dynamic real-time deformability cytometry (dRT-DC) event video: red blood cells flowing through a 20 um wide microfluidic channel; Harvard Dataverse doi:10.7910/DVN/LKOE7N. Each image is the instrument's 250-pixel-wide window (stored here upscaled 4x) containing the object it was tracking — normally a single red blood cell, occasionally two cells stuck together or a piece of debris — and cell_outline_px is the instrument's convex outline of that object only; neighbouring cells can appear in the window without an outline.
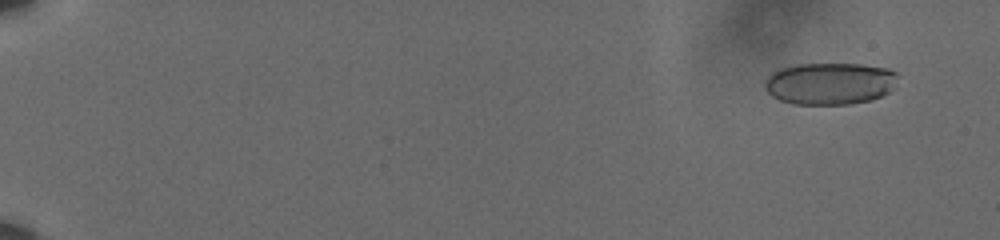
{"species": "human", "species_latin": "Homo sapiens", "temperature_condition": "cold", "stored_images_in_passage": 59, "camera_frame_rate_fps": 3000, "um_per_image_px": 0.085, "donor": {"sex": "male"}, "frame": {"image": 1, "passage_image": 5, "time_ms": 1.333, "image_size_px": [1000, 240], "cell_outline_px": [[896, 76], [892, 88], [888, 92], [872, 100], [848, 104], [792, 104], [780, 100], [772, 96], [764, 88], [764, 80], [776, 68], [796, 64], [860, 64], [888, 68], [896, 72]], "centroid_in_image_um": [70.48, 7.09], "position_along_channel_um": 14.5, "area_um2": 32.71}}
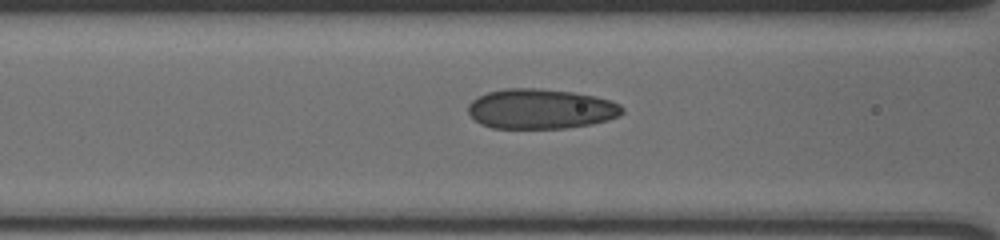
{"frame": {"image": 2, "passage_image": 29, "time_ms": 9.333, "image_size_px": [1000, 240], "cell_outline_px": [[624, 112], [620, 116], [608, 120], [592, 124], [564, 128], [492, 128], [480, 124], [468, 112], [468, 104], [472, 100], [488, 92], [504, 88], [540, 88], [572, 92], [596, 96], [612, 100], [620, 104], [624, 108]], "centroid_in_image_um": [46.0, 9.25], "position_along_channel_um": 120.6, "area_um2": 36.13}}
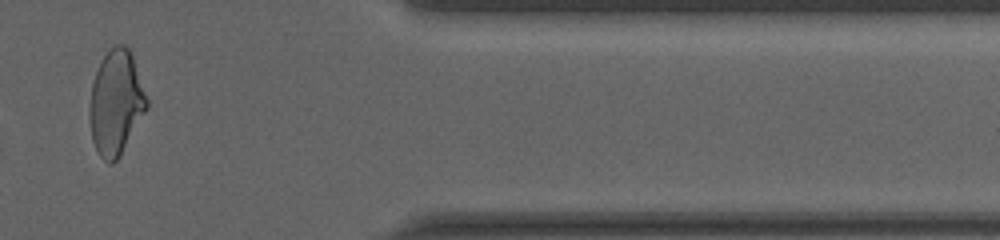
{"frame": {"image": 3, "passage_image": 52, "time_ms": 17.0, "image_size_px": [1000, 240], "cell_outline_px": [[148, 108], [120, 156], [112, 164], [108, 164], [100, 156], [92, 140], [88, 116], [88, 108], [92, 84], [100, 60], [116, 44], [124, 44], [132, 52], [148, 100]], "centroid_in_image_um": [9.85, 8.73], "position_along_channel_um": 401.5, "area_um2": 35.14}, "authors_computed_cell_mechanics": {"area_um2": 34.4488, "velocity_mm_per_s": 3.6093, "shape_relaxation_time_tau1_ms": 10.8246, "shape_relaxation_time_tau2_ms": 1.3591, "deformation_change_tau1": 0.2312, "deformation_change_tau2": 0.0874}}